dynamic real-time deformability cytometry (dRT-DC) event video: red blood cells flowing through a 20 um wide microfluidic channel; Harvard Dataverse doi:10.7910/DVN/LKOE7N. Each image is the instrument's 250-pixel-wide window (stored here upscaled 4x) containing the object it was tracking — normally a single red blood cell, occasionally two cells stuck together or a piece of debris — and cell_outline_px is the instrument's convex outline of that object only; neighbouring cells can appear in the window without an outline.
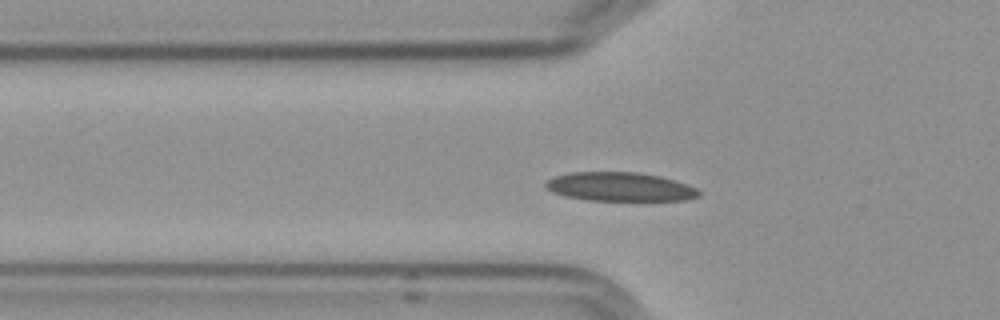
{"species": "Egyptian fruit bat (a non-hibernating species)", "species_latin": "Rousettus aegyptiacus", "temperature_condition": "cold", "stored_images_in_passage": 52, "segment_of_instrument_passage": [1, 2], "camera_frame_rate_fps": 3000, "um_per_image_px": 0.085, "frame": {"image": 1, "passage_image": 14, "time_ms": 4.333, "image_size_px": [1000, 320], "cell_outline_px": [[700, 196], [688, 200], [588, 200], [564, 196], [552, 192], [544, 188], [544, 184], [548, 180], [556, 176], [572, 172], [636, 172], [660, 176], [688, 184], [696, 188], [700, 192]], "centroid_in_image_um": [52.69, 15.88], "position_along_channel_um": 73.1, "area_um2": 25.78}}
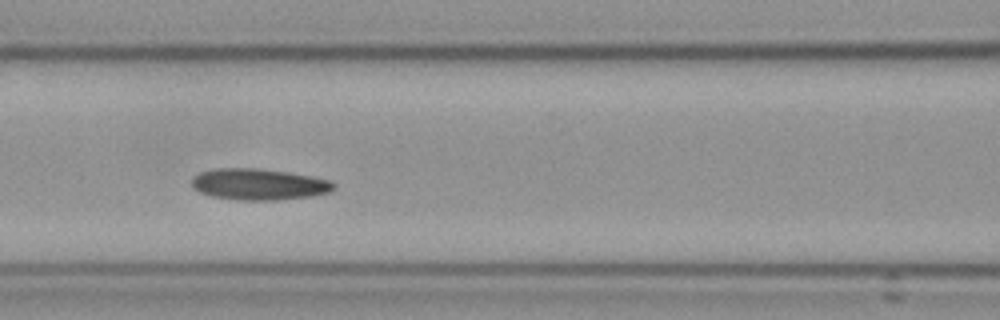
{"frame": {"image": 2, "passage_image": 20, "time_ms": 6.333, "image_size_px": [1000, 320], "cell_outline_px": [[336, 188], [328, 192], [312, 196], [276, 200], [236, 200], [212, 196], [200, 192], [192, 188], [192, 180], [200, 172], [216, 168], [260, 168], [288, 172], [312, 176], [332, 180], [336, 184]], "centroid_in_image_um": [22.03, 15.66], "position_along_channel_um": 144.6, "area_um2": 26.07}}
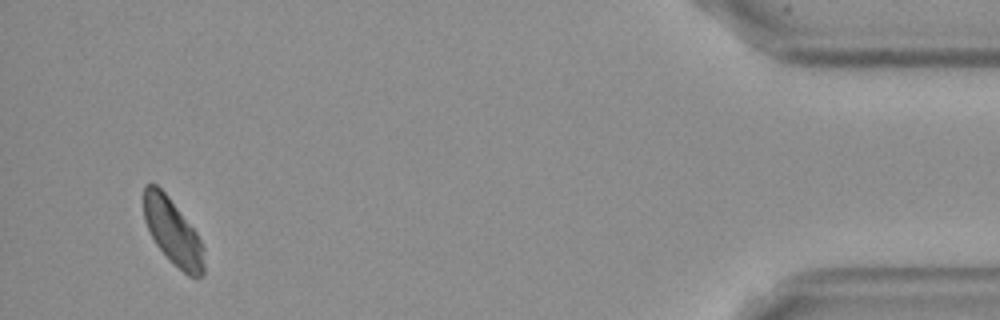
{"frame": {"image": 3, "passage_image": 49, "time_ms": 16.0, "image_size_px": [1000, 320], "cell_outline_px": [[204, 272], [200, 276], [188, 276], [168, 260], [156, 244], [144, 220], [144, 184], [156, 184], [168, 196], [196, 232], [204, 248]], "centroid_in_image_um": [14.69, 19.73], "position_along_channel_um": 420.5, "area_um2": 22.95}}